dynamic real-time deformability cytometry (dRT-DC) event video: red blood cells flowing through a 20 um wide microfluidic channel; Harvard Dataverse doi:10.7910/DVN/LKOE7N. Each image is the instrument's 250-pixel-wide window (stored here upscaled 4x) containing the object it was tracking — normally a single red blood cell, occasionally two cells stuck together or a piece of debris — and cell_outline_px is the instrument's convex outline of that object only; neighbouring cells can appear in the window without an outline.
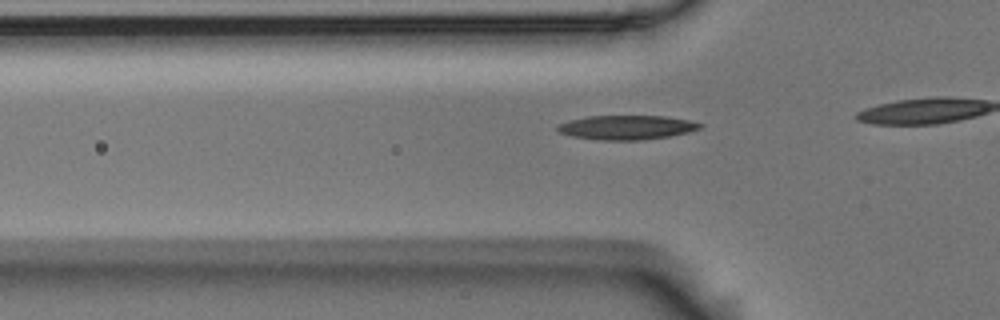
{"species": "Egyptian fruit bat (a non-hibernating species)", "species_latin": "Rousettus aegyptiacus", "temperature_condition": "room temperature", "stored_images_in_passage": 12, "camera_frame_rate_fps": 3000, "um_per_image_px": 0.085, "animal": {"sex": "male"}, "frame": {"image": 1, "passage_image": 7, "time_ms": 2.0, "image_size_px": [1000, 320], "cell_outline_px": [[704, 124], [700, 128], [688, 132], [668, 136], [640, 140], [600, 140], [572, 136], [560, 132], [556, 128], [556, 124], [568, 120], [588, 116], [664, 116], [688, 120]], "centroid_in_image_um": [53.22, 10.82], "position_along_channel_um": 72.6, "area_um2": 20.06}}